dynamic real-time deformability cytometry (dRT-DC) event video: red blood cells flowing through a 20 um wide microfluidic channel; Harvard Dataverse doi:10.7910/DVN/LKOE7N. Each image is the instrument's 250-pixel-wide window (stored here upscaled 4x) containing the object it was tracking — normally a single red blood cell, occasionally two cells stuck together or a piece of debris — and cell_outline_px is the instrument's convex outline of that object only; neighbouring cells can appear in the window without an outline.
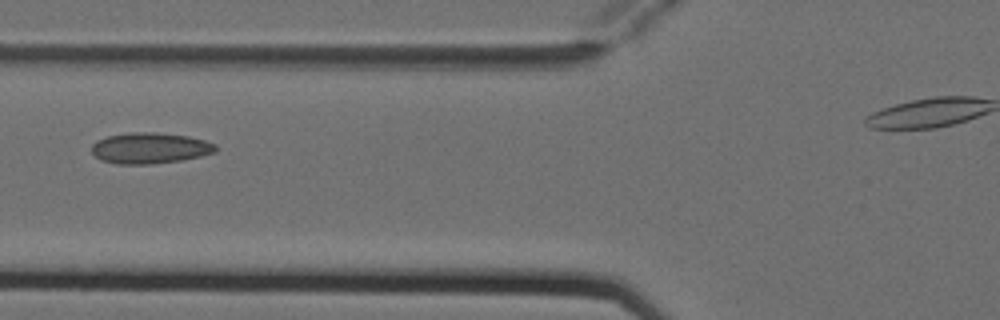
{"species": "Egyptian fruit bat (a non-hibernating species)", "species_latin": "Rousettus aegyptiacus", "temperature_condition": "cold", "stored_images_in_passage": 6, "camera_frame_rate_fps": 3000, "um_per_image_px": 0.085, "animal": {"sex": "female"}, "frame": {"image": 1, "passage_image": 5, "time_ms": 1.333, "image_size_px": [1000, 320], "cell_outline_px": [[216, 152], [200, 156], [180, 160], [152, 164], [116, 164], [100, 160], [92, 152], [92, 144], [96, 140], [108, 136], [132, 132], [156, 132], [188, 136], [204, 140], [216, 144]], "centroid_in_image_um": [12.73, 12.59], "position_along_channel_um": 113.1, "area_um2": 22.37}}
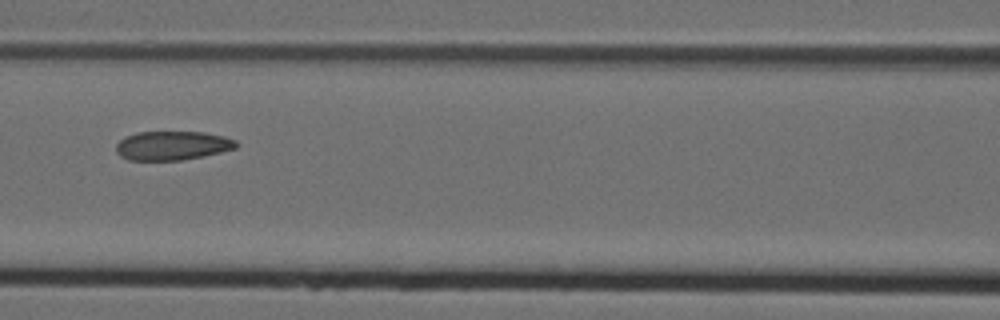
{"frame": {"image": 2, "passage_image": 6, "time_ms": 1.667, "image_size_px": [1000, 320], "cell_outline_px": [[240, 144], [236, 148], [204, 156], [180, 160], [128, 160], [120, 156], [116, 152], [116, 144], [124, 136], [136, 132], [204, 132], [224, 136], [236, 140]], "centroid_in_image_um": [14.65, 12.37], "position_along_channel_um": 152.0, "area_um2": 20.46}}